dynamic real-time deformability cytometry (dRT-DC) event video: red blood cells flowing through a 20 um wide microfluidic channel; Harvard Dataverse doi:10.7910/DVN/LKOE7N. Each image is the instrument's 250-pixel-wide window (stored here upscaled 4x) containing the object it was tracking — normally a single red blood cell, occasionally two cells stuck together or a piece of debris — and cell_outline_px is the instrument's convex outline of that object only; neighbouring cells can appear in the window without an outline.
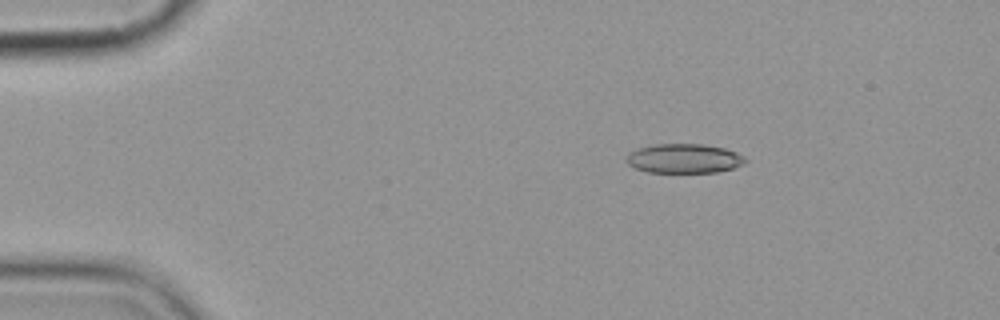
{"species": "common noctule bat (a hibernating species)", "species_latin": "Nyctalus noctula", "temperature_condition": "cold", "stored_images_in_passage": 5, "camera_frame_rate_fps": 3000, "um_per_image_px": 0.085, "animal": {"sex": "female", "body_mass_g": 19.9}, "frame": {"image": 1, "passage_image": 3, "time_ms": 2.333, "image_size_px": [1000, 320], "cell_outline_px": [[748, 160], [744, 164], [732, 168], [716, 172], [648, 172], [636, 168], [628, 164], [628, 152], [636, 148], [652, 144], [704, 144], [724, 148], [736, 152], [744, 156]], "centroid_in_image_um": [58.15, 13.46], "position_along_channel_um": 26.8, "area_um2": 20.35}}